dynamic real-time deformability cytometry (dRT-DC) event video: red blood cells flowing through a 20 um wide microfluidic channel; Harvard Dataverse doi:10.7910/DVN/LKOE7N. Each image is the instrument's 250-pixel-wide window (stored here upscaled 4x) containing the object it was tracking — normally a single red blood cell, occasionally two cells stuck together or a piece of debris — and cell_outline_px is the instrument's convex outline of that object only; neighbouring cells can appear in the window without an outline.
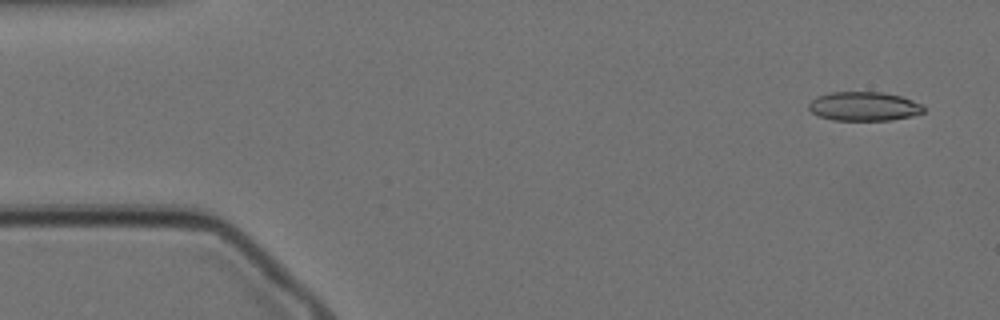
{"species": "Egyptian fruit bat (a non-hibernating species)", "species_latin": "Rousettus aegyptiacus", "temperature_condition": "cold", "stored_images_in_passage": 57, "camera_frame_rate_fps": 3000, "um_per_image_px": 0.085, "animal": {"sex": "female"}, "frame": {"image": 1, "passage_image": 3, "time_ms": 0.667, "image_size_px": [1000, 320], "cell_outline_px": [[924, 112], [912, 116], [888, 120], [832, 120], [820, 116], [812, 112], [808, 108], [808, 104], [816, 96], [828, 92], [884, 92], [900, 96], [924, 104]], "centroid_in_image_um": [73.44, 9.03], "position_along_channel_um": 11.6, "area_um2": 19.54}}
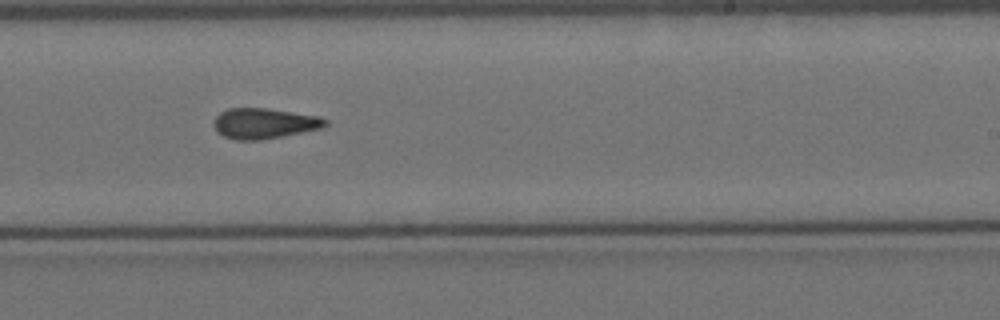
{"frame": {"image": 2, "passage_image": 34, "time_ms": 11.0, "image_size_px": [1000, 320], "cell_outline_px": [[328, 124], [324, 128], [260, 140], [236, 140], [224, 136], [216, 132], [212, 124], [212, 120], [220, 112], [228, 108], [268, 108], [320, 116], [328, 120]], "centroid_in_image_um": [22.45, 10.48], "position_along_channel_um": 266.6, "area_um2": 20.11}}
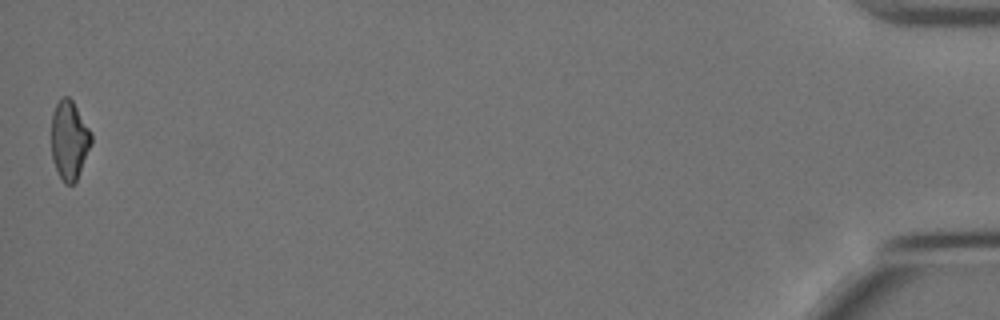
{"frame": {"image": 3, "passage_image": 57, "time_ms": 18.667, "image_size_px": [1000, 320], "cell_outline_px": [[92, 144], [76, 180], [72, 184], [64, 184], [56, 168], [52, 156], [52, 112], [60, 96], [68, 96], [72, 100], [92, 132]], "centroid_in_image_um": [5.9, 11.87], "position_along_channel_um": 429.3, "area_um2": 18.32}, "authors_computed_cell_mechanics": {"area_um2": 19.5942, "velocity_mm_per_s": 3.452, "shape_relaxation_time_tau1_ms": null, "shape_relaxation_time_tau2_ms": 4.5462, "deformation_change_tau1": null, "deformation_change_tau2": 0.1413}}